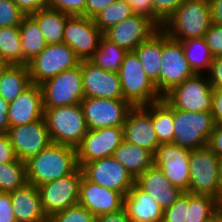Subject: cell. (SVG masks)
Returning <instances> with one entry per match:
<instances>
[{"mask_svg": "<svg viewBox=\"0 0 222 222\" xmlns=\"http://www.w3.org/2000/svg\"><path fill=\"white\" fill-rule=\"evenodd\" d=\"M26 163L28 183L36 187L72 174L77 168L76 148L51 143Z\"/></svg>", "mask_w": 222, "mask_h": 222, "instance_id": "1", "label": "cell"}, {"mask_svg": "<svg viewBox=\"0 0 222 222\" xmlns=\"http://www.w3.org/2000/svg\"><path fill=\"white\" fill-rule=\"evenodd\" d=\"M211 25L208 0H184L162 29L176 41L204 37Z\"/></svg>", "mask_w": 222, "mask_h": 222, "instance_id": "2", "label": "cell"}, {"mask_svg": "<svg viewBox=\"0 0 222 222\" xmlns=\"http://www.w3.org/2000/svg\"><path fill=\"white\" fill-rule=\"evenodd\" d=\"M43 117L52 143L76 148L89 130L80 104L44 109Z\"/></svg>", "mask_w": 222, "mask_h": 222, "instance_id": "3", "label": "cell"}, {"mask_svg": "<svg viewBox=\"0 0 222 222\" xmlns=\"http://www.w3.org/2000/svg\"><path fill=\"white\" fill-rule=\"evenodd\" d=\"M118 74L123 99L133 107L146 106L162 99L134 52L125 55Z\"/></svg>", "mask_w": 222, "mask_h": 222, "instance_id": "4", "label": "cell"}, {"mask_svg": "<svg viewBox=\"0 0 222 222\" xmlns=\"http://www.w3.org/2000/svg\"><path fill=\"white\" fill-rule=\"evenodd\" d=\"M213 89L205 74H194L162 96L171 107L188 112H211Z\"/></svg>", "mask_w": 222, "mask_h": 222, "instance_id": "5", "label": "cell"}, {"mask_svg": "<svg viewBox=\"0 0 222 222\" xmlns=\"http://www.w3.org/2000/svg\"><path fill=\"white\" fill-rule=\"evenodd\" d=\"M173 144L188 150L207 146L215 122L211 112H188L173 108Z\"/></svg>", "mask_w": 222, "mask_h": 222, "instance_id": "6", "label": "cell"}, {"mask_svg": "<svg viewBox=\"0 0 222 222\" xmlns=\"http://www.w3.org/2000/svg\"><path fill=\"white\" fill-rule=\"evenodd\" d=\"M43 109L80 104L84 97L81 64L40 84Z\"/></svg>", "mask_w": 222, "mask_h": 222, "instance_id": "7", "label": "cell"}, {"mask_svg": "<svg viewBox=\"0 0 222 222\" xmlns=\"http://www.w3.org/2000/svg\"><path fill=\"white\" fill-rule=\"evenodd\" d=\"M188 193L210 195L219 200L220 157L208 146L191 150Z\"/></svg>", "mask_w": 222, "mask_h": 222, "instance_id": "8", "label": "cell"}, {"mask_svg": "<svg viewBox=\"0 0 222 222\" xmlns=\"http://www.w3.org/2000/svg\"><path fill=\"white\" fill-rule=\"evenodd\" d=\"M82 169L72 174L38 186L41 208L47 218L79 202Z\"/></svg>", "mask_w": 222, "mask_h": 222, "instance_id": "9", "label": "cell"}, {"mask_svg": "<svg viewBox=\"0 0 222 222\" xmlns=\"http://www.w3.org/2000/svg\"><path fill=\"white\" fill-rule=\"evenodd\" d=\"M80 64L75 52L64 43L50 44L28 63L32 84L40 85L64 70Z\"/></svg>", "mask_w": 222, "mask_h": 222, "instance_id": "10", "label": "cell"}, {"mask_svg": "<svg viewBox=\"0 0 222 222\" xmlns=\"http://www.w3.org/2000/svg\"><path fill=\"white\" fill-rule=\"evenodd\" d=\"M103 32L92 18L72 15L67 18L63 43L67 44L80 61H89L98 49Z\"/></svg>", "mask_w": 222, "mask_h": 222, "instance_id": "11", "label": "cell"}, {"mask_svg": "<svg viewBox=\"0 0 222 222\" xmlns=\"http://www.w3.org/2000/svg\"><path fill=\"white\" fill-rule=\"evenodd\" d=\"M80 105L89 130L123 126L133 108L125 99L84 98Z\"/></svg>", "mask_w": 222, "mask_h": 222, "instance_id": "12", "label": "cell"}, {"mask_svg": "<svg viewBox=\"0 0 222 222\" xmlns=\"http://www.w3.org/2000/svg\"><path fill=\"white\" fill-rule=\"evenodd\" d=\"M81 169L88 180L120 192L123 196H126L135 184L132 175L113 156L85 163Z\"/></svg>", "mask_w": 222, "mask_h": 222, "instance_id": "13", "label": "cell"}, {"mask_svg": "<svg viewBox=\"0 0 222 222\" xmlns=\"http://www.w3.org/2000/svg\"><path fill=\"white\" fill-rule=\"evenodd\" d=\"M194 75L184 54L183 44L171 39L163 30V51L160 70V95Z\"/></svg>", "mask_w": 222, "mask_h": 222, "instance_id": "14", "label": "cell"}, {"mask_svg": "<svg viewBox=\"0 0 222 222\" xmlns=\"http://www.w3.org/2000/svg\"><path fill=\"white\" fill-rule=\"evenodd\" d=\"M191 150L173 143L160 144L154 153V165L183 192L189 191Z\"/></svg>", "mask_w": 222, "mask_h": 222, "instance_id": "15", "label": "cell"}, {"mask_svg": "<svg viewBox=\"0 0 222 222\" xmlns=\"http://www.w3.org/2000/svg\"><path fill=\"white\" fill-rule=\"evenodd\" d=\"M123 140V126L88 130L76 147L78 167L81 168L85 163L113 156L115 149Z\"/></svg>", "mask_w": 222, "mask_h": 222, "instance_id": "16", "label": "cell"}, {"mask_svg": "<svg viewBox=\"0 0 222 222\" xmlns=\"http://www.w3.org/2000/svg\"><path fill=\"white\" fill-rule=\"evenodd\" d=\"M18 160L27 162L51 144L44 117L28 124L9 127L7 131Z\"/></svg>", "mask_w": 222, "mask_h": 222, "instance_id": "17", "label": "cell"}, {"mask_svg": "<svg viewBox=\"0 0 222 222\" xmlns=\"http://www.w3.org/2000/svg\"><path fill=\"white\" fill-rule=\"evenodd\" d=\"M158 29L147 17L133 14L110 27L103 35L127 52H133Z\"/></svg>", "mask_w": 222, "mask_h": 222, "instance_id": "18", "label": "cell"}, {"mask_svg": "<svg viewBox=\"0 0 222 222\" xmlns=\"http://www.w3.org/2000/svg\"><path fill=\"white\" fill-rule=\"evenodd\" d=\"M85 98L123 99L117 72L106 71L90 61H80Z\"/></svg>", "mask_w": 222, "mask_h": 222, "instance_id": "19", "label": "cell"}, {"mask_svg": "<svg viewBox=\"0 0 222 222\" xmlns=\"http://www.w3.org/2000/svg\"><path fill=\"white\" fill-rule=\"evenodd\" d=\"M123 138L130 144L156 152L159 144L151 119V103L133 107L123 125Z\"/></svg>", "mask_w": 222, "mask_h": 222, "instance_id": "20", "label": "cell"}, {"mask_svg": "<svg viewBox=\"0 0 222 222\" xmlns=\"http://www.w3.org/2000/svg\"><path fill=\"white\" fill-rule=\"evenodd\" d=\"M78 203L97 217L121 210L124 206V196L120 192L90 181L82 175Z\"/></svg>", "mask_w": 222, "mask_h": 222, "instance_id": "21", "label": "cell"}, {"mask_svg": "<svg viewBox=\"0 0 222 222\" xmlns=\"http://www.w3.org/2000/svg\"><path fill=\"white\" fill-rule=\"evenodd\" d=\"M43 99L40 85L31 84L14 101L9 103L10 127L35 122L43 118Z\"/></svg>", "mask_w": 222, "mask_h": 222, "instance_id": "22", "label": "cell"}, {"mask_svg": "<svg viewBox=\"0 0 222 222\" xmlns=\"http://www.w3.org/2000/svg\"><path fill=\"white\" fill-rule=\"evenodd\" d=\"M135 184L151 196L163 211L168 209L183 193V191L173 186L155 165L147 168L135 180Z\"/></svg>", "mask_w": 222, "mask_h": 222, "instance_id": "23", "label": "cell"}, {"mask_svg": "<svg viewBox=\"0 0 222 222\" xmlns=\"http://www.w3.org/2000/svg\"><path fill=\"white\" fill-rule=\"evenodd\" d=\"M13 213L17 222H47L42 211L38 188L30 183L10 192Z\"/></svg>", "mask_w": 222, "mask_h": 222, "instance_id": "24", "label": "cell"}, {"mask_svg": "<svg viewBox=\"0 0 222 222\" xmlns=\"http://www.w3.org/2000/svg\"><path fill=\"white\" fill-rule=\"evenodd\" d=\"M124 209L130 220L136 222L163 221V209L158 203L136 184L124 196Z\"/></svg>", "mask_w": 222, "mask_h": 222, "instance_id": "25", "label": "cell"}, {"mask_svg": "<svg viewBox=\"0 0 222 222\" xmlns=\"http://www.w3.org/2000/svg\"><path fill=\"white\" fill-rule=\"evenodd\" d=\"M163 51V29L159 28L133 52L138 57L143 70L160 94V70Z\"/></svg>", "mask_w": 222, "mask_h": 222, "instance_id": "26", "label": "cell"}, {"mask_svg": "<svg viewBox=\"0 0 222 222\" xmlns=\"http://www.w3.org/2000/svg\"><path fill=\"white\" fill-rule=\"evenodd\" d=\"M113 157L119 161L136 180L145 170L154 165V154L123 140L115 149Z\"/></svg>", "mask_w": 222, "mask_h": 222, "instance_id": "27", "label": "cell"}, {"mask_svg": "<svg viewBox=\"0 0 222 222\" xmlns=\"http://www.w3.org/2000/svg\"><path fill=\"white\" fill-rule=\"evenodd\" d=\"M30 16L37 22L47 45L63 43L64 26L69 14L46 7Z\"/></svg>", "mask_w": 222, "mask_h": 222, "instance_id": "28", "label": "cell"}, {"mask_svg": "<svg viewBox=\"0 0 222 222\" xmlns=\"http://www.w3.org/2000/svg\"><path fill=\"white\" fill-rule=\"evenodd\" d=\"M31 84L28 65H8L0 79V96L10 103Z\"/></svg>", "mask_w": 222, "mask_h": 222, "instance_id": "29", "label": "cell"}, {"mask_svg": "<svg viewBox=\"0 0 222 222\" xmlns=\"http://www.w3.org/2000/svg\"><path fill=\"white\" fill-rule=\"evenodd\" d=\"M23 60L28 64L47 46L37 22L26 15L19 25Z\"/></svg>", "mask_w": 222, "mask_h": 222, "instance_id": "30", "label": "cell"}, {"mask_svg": "<svg viewBox=\"0 0 222 222\" xmlns=\"http://www.w3.org/2000/svg\"><path fill=\"white\" fill-rule=\"evenodd\" d=\"M181 43L183 44L185 57L194 74H207L214 57L205 38L183 40Z\"/></svg>", "mask_w": 222, "mask_h": 222, "instance_id": "31", "label": "cell"}, {"mask_svg": "<svg viewBox=\"0 0 222 222\" xmlns=\"http://www.w3.org/2000/svg\"><path fill=\"white\" fill-rule=\"evenodd\" d=\"M151 119L159 144L173 143V107L164 99L151 103Z\"/></svg>", "mask_w": 222, "mask_h": 222, "instance_id": "32", "label": "cell"}, {"mask_svg": "<svg viewBox=\"0 0 222 222\" xmlns=\"http://www.w3.org/2000/svg\"><path fill=\"white\" fill-rule=\"evenodd\" d=\"M0 61L8 65H28L23 60L19 26L0 28Z\"/></svg>", "mask_w": 222, "mask_h": 222, "instance_id": "33", "label": "cell"}, {"mask_svg": "<svg viewBox=\"0 0 222 222\" xmlns=\"http://www.w3.org/2000/svg\"><path fill=\"white\" fill-rule=\"evenodd\" d=\"M127 53L125 49L117 46L103 35L100 38L97 51L89 61L103 70L118 73Z\"/></svg>", "mask_w": 222, "mask_h": 222, "instance_id": "34", "label": "cell"}, {"mask_svg": "<svg viewBox=\"0 0 222 222\" xmlns=\"http://www.w3.org/2000/svg\"><path fill=\"white\" fill-rule=\"evenodd\" d=\"M219 209V200L213 196L186 192L185 222H206Z\"/></svg>", "mask_w": 222, "mask_h": 222, "instance_id": "35", "label": "cell"}, {"mask_svg": "<svg viewBox=\"0 0 222 222\" xmlns=\"http://www.w3.org/2000/svg\"><path fill=\"white\" fill-rule=\"evenodd\" d=\"M28 183L26 163L16 159L0 163V192L10 193Z\"/></svg>", "mask_w": 222, "mask_h": 222, "instance_id": "36", "label": "cell"}, {"mask_svg": "<svg viewBox=\"0 0 222 222\" xmlns=\"http://www.w3.org/2000/svg\"><path fill=\"white\" fill-rule=\"evenodd\" d=\"M133 15L129 3L125 0H116L92 19L94 24L104 33L110 27Z\"/></svg>", "mask_w": 222, "mask_h": 222, "instance_id": "37", "label": "cell"}, {"mask_svg": "<svg viewBox=\"0 0 222 222\" xmlns=\"http://www.w3.org/2000/svg\"><path fill=\"white\" fill-rule=\"evenodd\" d=\"M47 222H96V217L78 203L51 215Z\"/></svg>", "mask_w": 222, "mask_h": 222, "instance_id": "38", "label": "cell"}, {"mask_svg": "<svg viewBox=\"0 0 222 222\" xmlns=\"http://www.w3.org/2000/svg\"><path fill=\"white\" fill-rule=\"evenodd\" d=\"M25 16L13 0H0V28L19 26Z\"/></svg>", "mask_w": 222, "mask_h": 222, "instance_id": "39", "label": "cell"}, {"mask_svg": "<svg viewBox=\"0 0 222 222\" xmlns=\"http://www.w3.org/2000/svg\"><path fill=\"white\" fill-rule=\"evenodd\" d=\"M86 0H48L47 8L59 10L70 16H84Z\"/></svg>", "mask_w": 222, "mask_h": 222, "instance_id": "40", "label": "cell"}, {"mask_svg": "<svg viewBox=\"0 0 222 222\" xmlns=\"http://www.w3.org/2000/svg\"><path fill=\"white\" fill-rule=\"evenodd\" d=\"M164 222H185L186 221V192L163 213Z\"/></svg>", "mask_w": 222, "mask_h": 222, "instance_id": "41", "label": "cell"}, {"mask_svg": "<svg viewBox=\"0 0 222 222\" xmlns=\"http://www.w3.org/2000/svg\"><path fill=\"white\" fill-rule=\"evenodd\" d=\"M131 6L133 14L142 15L150 19L158 28H162L163 22L154 14L151 0H125Z\"/></svg>", "mask_w": 222, "mask_h": 222, "instance_id": "42", "label": "cell"}, {"mask_svg": "<svg viewBox=\"0 0 222 222\" xmlns=\"http://www.w3.org/2000/svg\"><path fill=\"white\" fill-rule=\"evenodd\" d=\"M204 38L213 57L222 56V25L211 23Z\"/></svg>", "mask_w": 222, "mask_h": 222, "instance_id": "43", "label": "cell"}, {"mask_svg": "<svg viewBox=\"0 0 222 222\" xmlns=\"http://www.w3.org/2000/svg\"><path fill=\"white\" fill-rule=\"evenodd\" d=\"M154 14L165 23L184 0H151Z\"/></svg>", "mask_w": 222, "mask_h": 222, "instance_id": "44", "label": "cell"}, {"mask_svg": "<svg viewBox=\"0 0 222 222\" xmlns=\"http://www.w3.org/2000/svg\"><path fill=\"white\" fill-rule=\"evenodd\" d=\"M206 75L213 90L222 89V56L213 58L209 71Z\"/></svg>", "mask_w": 222, "mask_h": 222, "instance_id": "45", "label": "cell"}, {"mask_svg": "<svg viewBox=\"0 0 222 222\" xmlns=\"http://www.w3.org/2000/svg\"><path fill=\"white\" fill-rule=\"evenodd\" d=\"M0 222H17L13 213L10 193L0 192Z\"/></svg>", "mask_w": 222, "mask_h": 222, "instance_id": "46", "label": "cell"}, {"mask_svg": "<svg viewBox=\"0 0 222 222\" xmlns=\"http://www.w3.org/2000/svg\"><path fill=\"white\" fill-rule=\"evenodd\" d=\"M17 159L7 133H0V163H9Z\"/></svg>", "mask_w": 222, "mask_h": 222, "instance_id": "47", "label": "cell"}, {"mask_svg": "<svg viewBox=\"0 0 222 222\" xmlns=\"http://www.w3.org/2000/svg\"><path fill=\"white\" fill-rule=\"evenodd\" d=\"M116 0H86L84 8V16L93 18L99 12L104 10L108 5Z\"/></svg>", "mask_w": 222, "mask_h": 222, "instance_id": "48", "label": "cell"}, {"mask_svg": "<svg viewBox=\"0 0 222 222\" xmlns=\"http://www.w3.org/2000/svg\"><path fill=\"white\" fill-rule=\"evenodd\" d=\"M207 146L220 158H222V125L215 124L207 142Z\"/></svg>", "mask_w": 222, "mask_h": 222, "instance_id": "49", "label": "cell"}, {"mask_svg": "<svg viewBox=\"0 0 222 222\" xmlns=\"http://www.w3.org/2000/svg\"><path fill=\"white\" fill-rule=\"evenodd\" d=\"M13 1L26 15H30L39 9L46 8L48 0H13Z\"/></svg>", "mask_w": 222, "mask_h": 222, "instance_id": "50", "label": "cell"}, {"mask_svg": "<svg viewBox=\"0 0 222 222\" xmlns=\"http://www.w3.org/2000/svg\"><path fill=\"white\" fill-rule=\"evenodd\" d=\"M211 114L215 124L222 125V89L213 90Z\"/></svg>", "mask_w": 222, "mask_h": 222, "instance_id": "51", "label": "cell"}, {"mask_svg": "<svg viewBox=\"0 0 222 222\" xmlns=\"http://www.w3.org/2000/svg\"><path fill=\"white\" fill-rule=\"evenodd\" d=\"M124 207L116 212L102 214L96 217V222H130Z\"/></svg>", "mask_w": 222, "mask_h": 222, "instance_id": "52", "label": "cell"}, {"mask_svg": "<svg viewBox=\"0 0 222 222\" xmlns=\"http://www.w3.org/2000/svg\"><path fill=\"white\" fill-rule=\"evenodd\" d=\"M211 23L222 25V0H208Z\"/></svg>", "mask_w": 222, "mask_h": 222, "instance_id": "53", "label": "cell"}, {"mask_svg": "<svg viewBox=\"0 0 222 222\" xmlns=\"http://www.w3.org/2000/svg\"><path fill=\"white\" fill-rule=\"evenodd\" d=\"M9 103L0 96V133H7L10 124L8 121Z\"/></svg>", "mask_w": 222, "mask_h": 222, "instance_id": "54", "label": "cell"}, {"mask_svg": "<svg viewBox=\"0 0 222 222\" xmlns=\"http://www.w3.org/2000/svg\"><path fill=\"white\" fill-rule=\"evenodd\" d=\"M206 222H222V210H217Z\"/></svg>", "mask_w": 222, "mask_h": 222, "instance_id": "55", "label": "cell"}, {"mask_svg": "<svg viewBox=\"0 0 222 222\" xmlns=\"http://www.w3.org/2000/svg\"><path fill=\"white\" fill-rule=\"evenodd\" d=\"M222 199V158L219 165V201Z\"/></svg>", "mask_w": 222, "mask_h": 222, "instance_id": "56", "label": "cell"}, {"mask_svg": "<svg viewBox=\"0 0 222 222\" xmlns=\"http://www.w3.org/2000/svg\"><path fill=\"white\" fill-rule=\"evenodd\" d=\"M8 66V64L6 63H3L0 61V79H1V76H2V73H3V70Z\"/></svg>", "mask_w": 222, "mask_h": 222, "instance_id": "57", "label": "cell"}, {"mask_svg": "<svg viewBox=\"0 0 222 222\" xmlns=\"http://www.w3.org/2000/svg\"><path fill=\"white\" fill-rule=\"evenodd\" d=\"M220 209L222 210V199L219 201Z\"/></svg>", "mask_w": 222, "mask_h": 222, "instance_id": "58", "label": "cell"}]
</instances>
